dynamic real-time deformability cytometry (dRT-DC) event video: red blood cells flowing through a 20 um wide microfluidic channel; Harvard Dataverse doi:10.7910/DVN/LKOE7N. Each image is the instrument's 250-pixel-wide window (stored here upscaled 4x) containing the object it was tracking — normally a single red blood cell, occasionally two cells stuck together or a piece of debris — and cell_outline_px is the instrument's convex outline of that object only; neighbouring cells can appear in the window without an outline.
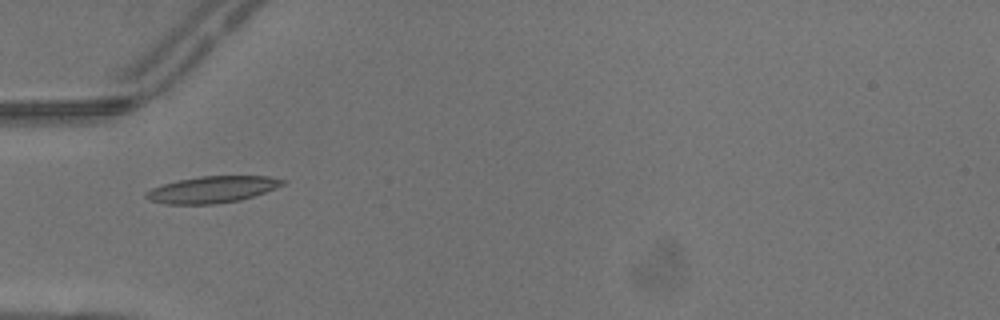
{"species": "common noctule bat (a hibernating species)", "species_latin": "Nyctalus noctula", "temperature_condition": "warm", "stored_images_in_passage": 5, "camera_frame_rate_fps": 3000, "um_per_image_px": 0.085, "animal": {"sex": "male", "body_mass_g": 13.3}, "frame": {"image": 1, "passage_image": 4, "time_ms": 1.0, "image_size_px": [1000, 320], "cell_outline_px": [[284, 184], [276, 188], [240, 200], [216, 204], [164, 204], [148, 200], [144, 196], [152, 188], [164, 184], [180, 180], [200, 176], [268, 176], [284, 180]], "centroid_in_image_um": [18.03, 16.11], "position_along_channel_um": 67.0, "area_um2": 20.92}}
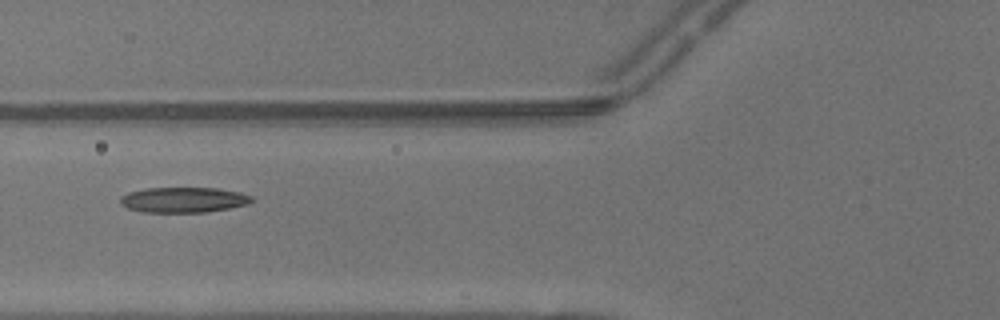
{"frame": {"image": 2, "passage_image": 5, "time_ms": 1.333, "image_size_px": [1000, 320], "cell_outline_px": [[256, 200], [248, 204], [208, 212], [140, 212], [128, 208], [120, 204], [120, 196], [128, 192], [148, 188], [216, 188], [240, 192], [252, 196]], "centroid_in_image_um": [15.61, 16.99], "position_along_channel_um": 110.2, "area_um2": 19.54}}